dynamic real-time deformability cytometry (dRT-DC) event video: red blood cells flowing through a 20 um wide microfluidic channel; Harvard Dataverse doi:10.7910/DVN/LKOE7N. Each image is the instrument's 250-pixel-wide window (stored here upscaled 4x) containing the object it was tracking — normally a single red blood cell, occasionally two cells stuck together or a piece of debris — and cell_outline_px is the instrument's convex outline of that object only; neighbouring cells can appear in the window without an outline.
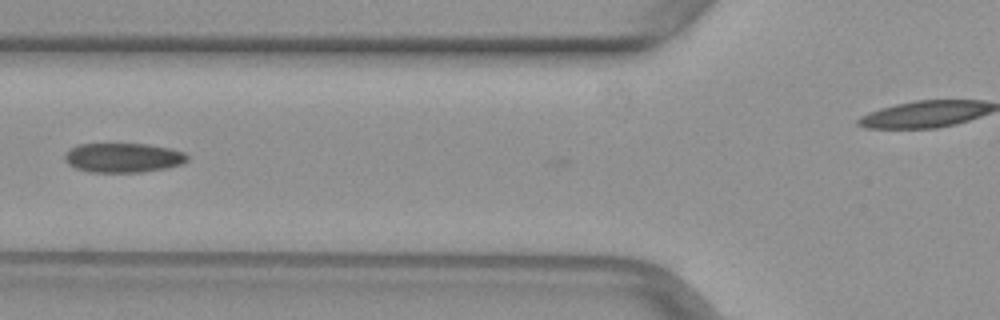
{"species": "common noctule bat (a hibernating species)", "species_latin": "Nyctalus noctula", "temperature_condition": "warm", "stored_images_in_passage": 23, "camera_frame_rate_fps": 3000, "um_per_image_px": 0.085, "animal": {"sex": "female", "body_mass_g": 29.2, "forearm_length_mm": 56.3}, "frame": {"image": 1, "passage_image": 2, "time_ms": 0.333, "image_size_px": [1000, 320], "cell_outline_px": [[188, 160], [184, 164], [168, 168], [140, 172], [88, 172], [76, 168], [68, 164], [64, 160], [64, 156], [76, 144], [148, 144], [172, 148], [184, 152], [188, 156]], "centroid_in_image_um": [10.51, 13.41], "position_along_channel_um": 115.3, "area_um2": 21.21}}
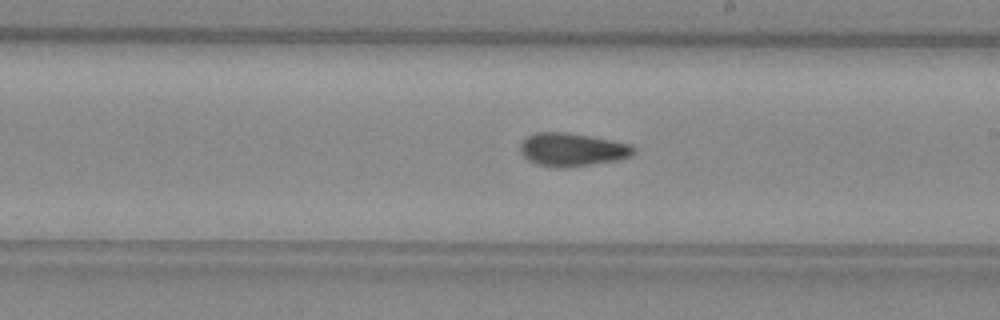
{"frame": {"image": 2, "passage_image": 11, "time_ms": 3.333, "image_size_px": [1000, 320], "cell_outline_px": [[636, 152], [632, 156], [620, 160], [568, 168], [556, 168], [536, 164], [528, 160], [520, 152], [520, 144], [528, 136], [536, 132], [568, 132], [632, 144], [636, 148]], "centroid_in_image_um": [48.67, 12.73], "position_along_channel_um": 240.3, "area_um2": 22.31}}
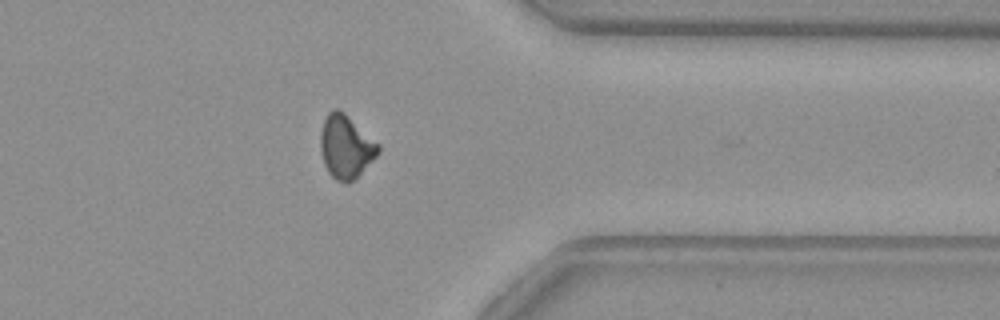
{"frame": {"image": 3, "passage_image": 22, "time_ms": 7.0, "image_size_px": [1000, 320], "cell_outline_px": [[380, 152], [348, 184], [336, 180], [328, 172], [324, 164], [320, 152], [320, 132], [324, 120], [328, 112], [332, 108], [336, 108], [344, 112], [380, 144]], "centroid_in_image_um": [29.38, 12.44], "position_along_channel_um": 382.0, "area_um2": 21.27}}